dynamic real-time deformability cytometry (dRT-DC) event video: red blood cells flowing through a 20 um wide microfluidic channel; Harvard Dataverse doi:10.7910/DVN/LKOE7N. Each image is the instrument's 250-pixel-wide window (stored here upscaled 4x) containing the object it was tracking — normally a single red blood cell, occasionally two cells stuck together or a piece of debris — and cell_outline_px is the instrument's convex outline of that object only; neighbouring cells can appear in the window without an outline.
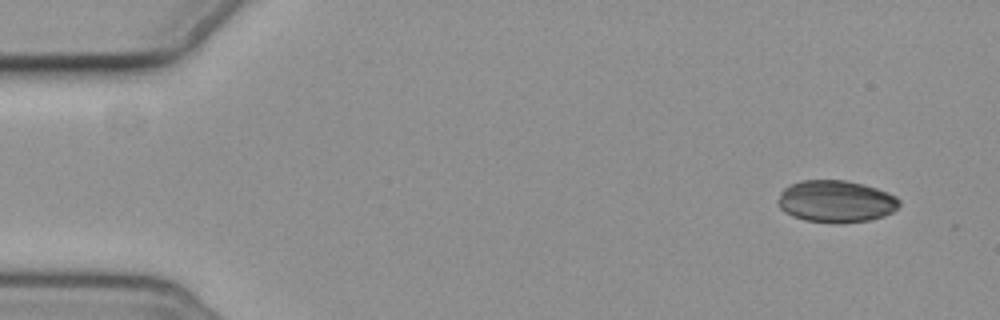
{"species": "common noctule bat (a hibernating species)", "species_latin": "Nyctalus noctula", "temperature_condition": "cold", "stored_images_in_passage": 3, "camera_frame_rate_fps": 3000, "um_per_image_px": 0.085, "animal": {"sex": "female", "body_mass_g": 19.3, "forearm_length_mm": 54.1}, "frame": {"image": 1, "passage_image": 1, "time_ms": 0.0, "image_size_px": [1000, 320], "cell_outline_px": [[900, 204], [892, 212], [884, 216], [868, 220], [804, 220], [792, 216], [784, 212], [780, 208], [776, 200], [780, 192], [788, 184], [800, 180], [844, 180], [864, 184], [888, 192], [896, 196], [900, 200]], "centroid_in_image_um": [71.02, 17.06], "position_along_channel_um": 14.0, "area_um2": 29.19}}